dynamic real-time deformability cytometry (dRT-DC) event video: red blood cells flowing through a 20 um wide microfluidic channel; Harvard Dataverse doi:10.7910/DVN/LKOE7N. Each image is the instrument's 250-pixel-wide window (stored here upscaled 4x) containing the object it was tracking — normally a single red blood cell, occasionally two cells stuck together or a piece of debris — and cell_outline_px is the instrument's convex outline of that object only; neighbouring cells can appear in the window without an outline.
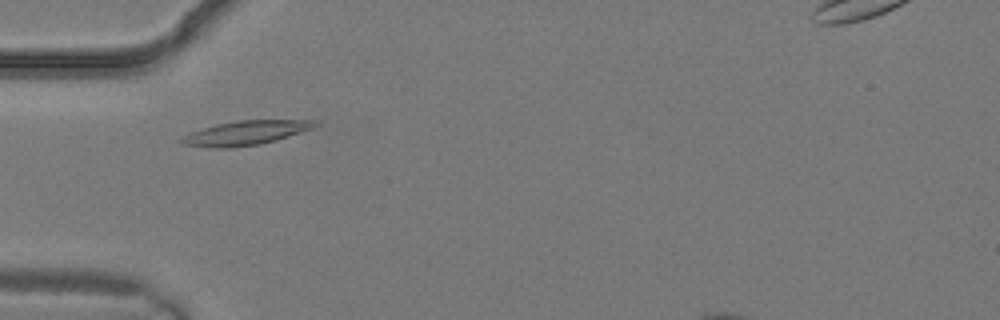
{"species": "common noctule bat (a hibernating species)", "species_latin": "Nyctalus noctula", "temperature_condition": "warm", "stored_images_in_passage": 2, "camera_frame_rate_fps": 3000, "um_per_image_px": 0.085, "animal": {"sex": "male", "body_mass_g": 19.2, "forearm_length_mm": 51.8}, "frame": {"image": 1, "passage_image": 2, "time_ms": 0.333, "image_size_px": [1000, 320], "cell_outline_px": [[316, 124], [312, 128], [276, 140], [260, 144], [232, 148], [212, 148], [184, 144], [176, 140], [192, 132], [216, 124], [236, 120], [312, 120]], "centroid_in_image_um": [20.81, 11.3], "position_along_channel_um": 64.2, "area_um2": 18.61}}